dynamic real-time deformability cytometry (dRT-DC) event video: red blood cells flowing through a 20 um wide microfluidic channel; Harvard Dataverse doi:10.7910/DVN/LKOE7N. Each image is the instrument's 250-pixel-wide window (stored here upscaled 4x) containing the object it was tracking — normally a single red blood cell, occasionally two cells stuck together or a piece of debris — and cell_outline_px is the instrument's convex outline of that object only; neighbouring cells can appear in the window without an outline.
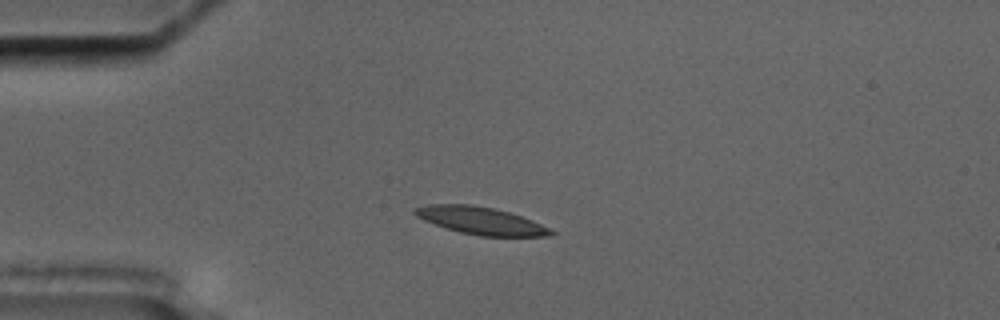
{"species": "common noctule bat (a hibernating species)", "species_latin": "Nyctalus noctula", "temperature_condition": "cold", "stored_images_in_passage": 12, "camera_frame_rate_fps": 3000, "um_per_image_px": 0.085, "animal": {"sex": "male", "body_mass_g": 17.5, "forearm_length_mm": 52.3}, "frame": {"image": 1, "passage_image": 3, "time_ms": 3.0, "image_size_px": [1000, 320], "cell_outline_px": [[556, 232], [552, 236], [480, 236], [460, 232], [444, 228], [424, 220], [416, 216], [412, 212], [412, 208], [428, 204], [472, 204], [492, 208], [508, 212], [532, 220], [552, 228]], "centroid_in_image_um": [40.86, 18.76], "position_along_channel_um": 44.1, "area_um2": 21.91}}
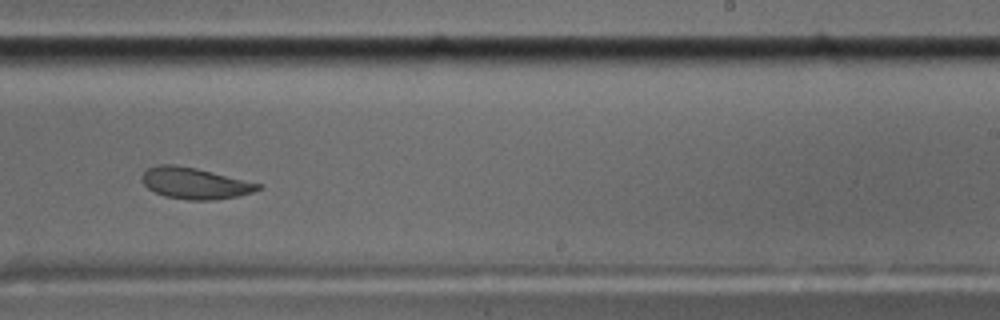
{"frame": {"image": 2, "passage_image": 9, "time_ms": 10.333, "image_size_px": [1000, 320], "cell_outline_px": [[264, 184], [260, 188], [252, 192], [236, 196], [212, 200], [188, 200], [164, 196], [148, 188], [144, 184], [140, 176], [148, 168], [160, 164], [176, 164], [196, 168]], "centroid_in_image_um": [16.56, 15.57], "position_along_channel_um": 272.4, "area_um2": 21.15}}
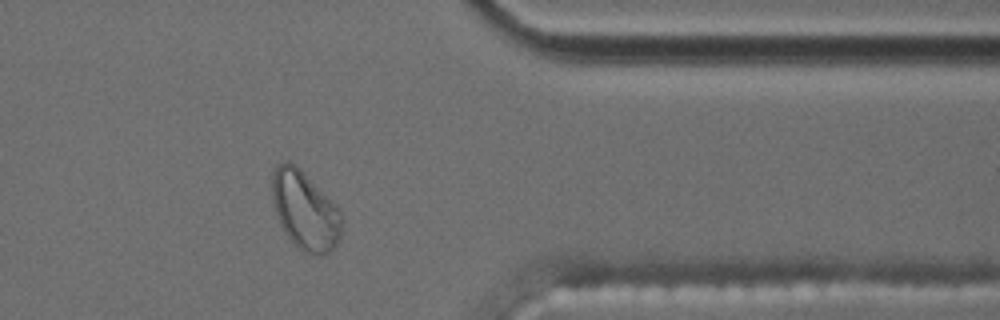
{"frame": {"image": 3, "passage_image": 12, "time_ms": 14.0, "image_size_px": [1000, 320], "cell_outline_px": [[344, 220], [340, 236], [332, 252], [324, 256], [304, 252], [288, 236], [280, 224], [272, 200], [272, 168], [276, 164], [284, 160], [288, 160], [332, 200], [336, 204]], "centroid_in_image_um": [25.94, 17.9], "position_along_channel_um": 385.5, "area_um2": 31.73}, "authors_computed_cell_mechanics": {"area_um2": 21.2704, "velocity_mm_per_s": 3.4291, "shape_relaxation_time_tau1_ms": 6.7351, "shape_relaxation_time_tau2_ms": 1.1592, "deformation_change_tau1": 0.1469, "deformation_change_tau2": 0.0484}}